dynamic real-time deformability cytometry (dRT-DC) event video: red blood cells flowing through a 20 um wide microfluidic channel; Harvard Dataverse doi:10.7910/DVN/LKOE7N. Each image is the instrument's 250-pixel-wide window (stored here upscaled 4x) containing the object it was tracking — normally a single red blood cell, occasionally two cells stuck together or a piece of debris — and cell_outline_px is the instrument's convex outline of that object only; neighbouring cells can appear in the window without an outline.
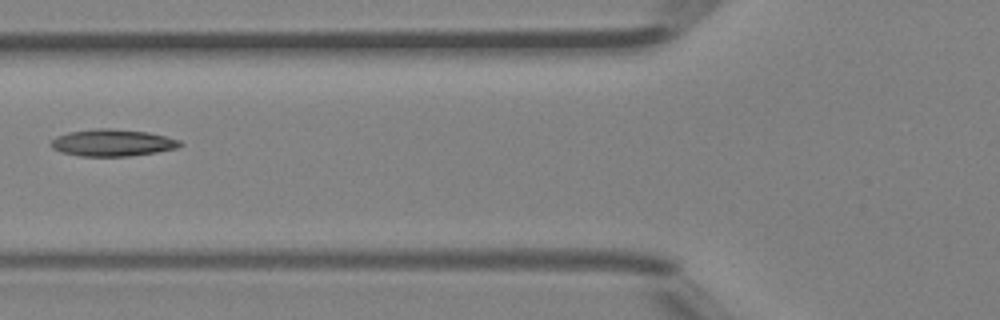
{"species": "Egyptian fruit bat (a non-hibernating species)", "species_latin": "Rousettus aegyptiacus", "temperature_condition": "room temperature", "stored_images_in_passage": 3, "camera_frame_rate_fps": 3000, "um_per_image_px": 0.085, "animal": {"sex": "female"}, "frame": {"image": 1, "passage_image": 3, "time_ms": 0.667, "image_size_px": [1000, 320], "cell_outline_px": [[184, 144], [176, 148], [156, 152], [128, 156], [80, 156], [60, 152], [52, 148], [48, 144], [56, 136], [68, 132], [96, 128], [112, 128], [148, 132], [180, 140]], "centroid_in_image_um": [9.52, 12.13], "position_along_channel_um": 116.3, "area_um2": 20.35}}